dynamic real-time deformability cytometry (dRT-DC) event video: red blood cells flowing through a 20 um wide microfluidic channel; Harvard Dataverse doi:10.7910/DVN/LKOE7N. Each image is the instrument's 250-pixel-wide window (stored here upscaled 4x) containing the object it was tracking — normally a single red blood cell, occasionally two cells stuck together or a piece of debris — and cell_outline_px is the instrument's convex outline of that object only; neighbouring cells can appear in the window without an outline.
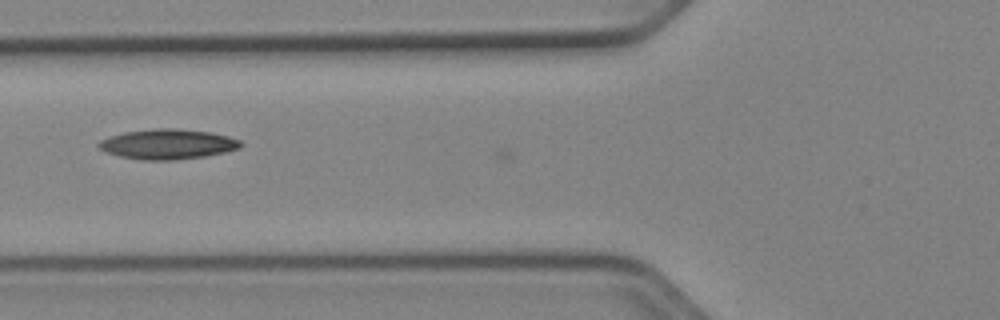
{"species": "Egyptian fruit bat (a non-hibernating species)", "species_latin": "Rousettus aegyptiacus", "temperature_condition": "cold", "stored_images_in_passage": 6, "camera_frame_rate_fps": 3000, "um_per_image_px": 0.085, "animal": {"sex": "female"}, "frame": {"image": 1, "passage_image": 5, "time_ms": 1.333, "image_size_px": [1000, 320], "cell_outline_px": [[244, 144], [240, 148], [224, 152], [204, 156], [172, 160], [144, 160], [120, 156], [108, 152], [100, 148], [96, 144], [100, 140], [124, 132], [152, 128], [176, 128], [212, 132], [228, 136], [240, 140]], "centroid_in_image_um": [14.28, 12.24], "position_along_channel_um": 111.5, "area_um2": 24.8}}